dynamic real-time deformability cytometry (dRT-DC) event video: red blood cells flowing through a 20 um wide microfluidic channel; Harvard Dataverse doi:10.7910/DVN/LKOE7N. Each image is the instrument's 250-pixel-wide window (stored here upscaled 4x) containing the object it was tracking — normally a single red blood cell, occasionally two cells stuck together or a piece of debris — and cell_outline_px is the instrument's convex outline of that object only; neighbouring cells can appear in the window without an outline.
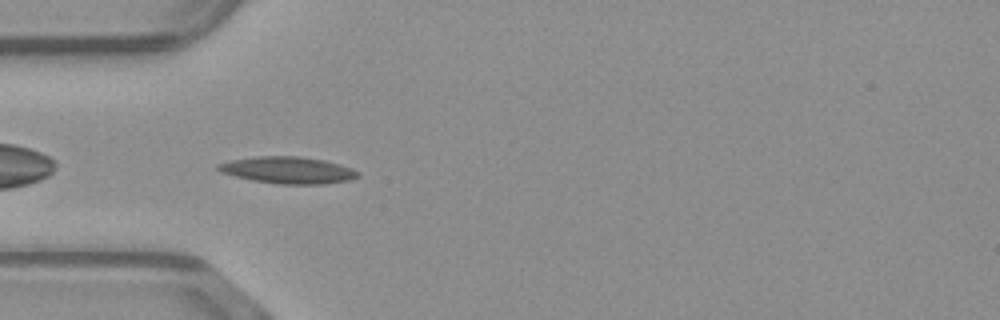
{"species": "common noctule bat (a hibernating species)", "species_latin": "Nyctalus noctula", "temperature_condition": "warm", "stored_images_in_passage": 37, "camera_frame_rate_fps": 3000, "um_per_image_px": 0.085, "animal": {"sex": "male", "body_mass_g": 23.1, "forearm_length_mm": 52.7}, "frame": {"image": 1, "passage_image": 2, "time_ms": 0.333, "image_size_px": [1000, 320], "cell_outline_px": [[360, 176], [352, 180], [324, 184], [280, 184], [252, 180], [220, 172], [216, 168], [216, 164], [232, 160], [256, 156], [296, 156], [324, 160], [352, 168], [360, 172]], "centroid_in_image_um": [24.5, 14.46], "position_along_channel_um": 60.5, "area_um2": 21.85}}
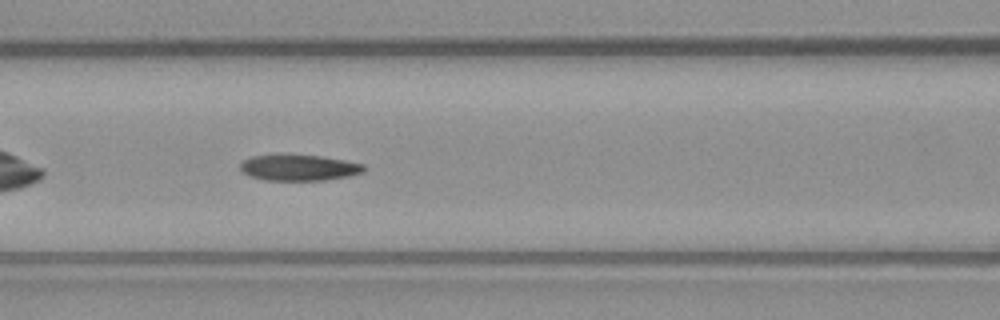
{"frame": {"image": 2, "passage_image": 8, "time_ms": 2.333, "image_size_px": [1000, 320], "cell_outline_px": [[364, 172], [348, 176], [324, 180], [264, 180], [248, 176], [240, 168], [240, 164], [244, 160], [252, 156], [284, 152], [320, 156], [344, 160], [364, 164]], "centroid_in_image_um": [25.36, 14.21], "position_along_channel_um": 141.2, "area_um2": 19.25}}
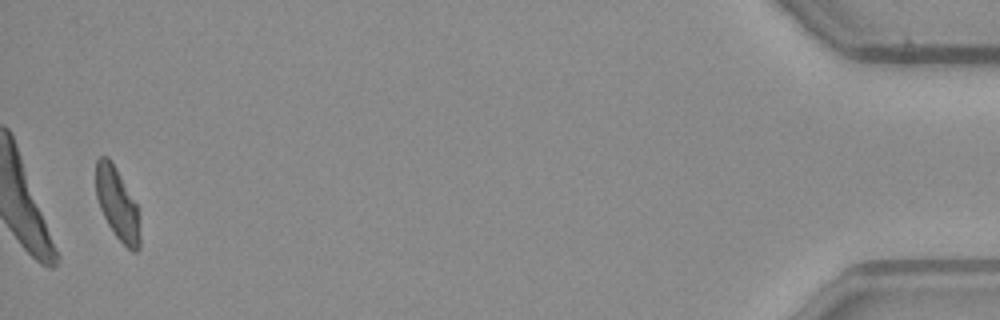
{"frame": {"image": 3, "passage_image": 36, "time_ms": 11.667, "image_size_px": [1000, 320], "cell_outline_px": [[140, 248], [136, 252], [132, 252], [116, 236], [108, 224], [100, 208], [96, 196], [96, 160], [100, 156], [108, 156], [112, 160], [136, 204], [140, 236]], "centroid_in_image_um": [9.96, 17.31], "position_along_channel_um": 425.2, "area_um2": 18.26}, "authors_computed_cell_mechanics": {"area_um2": 19.2474, "velocity_mm_per_s": 4.0732, "shape_relaxation_time_tau1_ms": null, "shape_relaxation_time_tau2_ms": 6.0678, "deformation_change_tau1": null, "deformation_change_tau2": 0.1342}}